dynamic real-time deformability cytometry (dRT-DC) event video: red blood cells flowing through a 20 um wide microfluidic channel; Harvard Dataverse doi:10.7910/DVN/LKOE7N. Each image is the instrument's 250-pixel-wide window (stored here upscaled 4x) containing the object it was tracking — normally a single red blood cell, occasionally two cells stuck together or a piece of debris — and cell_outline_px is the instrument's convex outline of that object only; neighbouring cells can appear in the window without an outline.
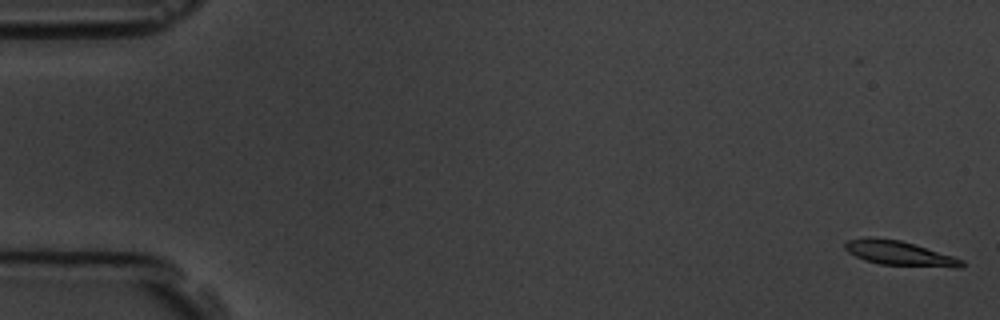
{"species": "common noctule bat (a hibernating species)", "species_latin": "Nyctalus noctula", "temperature_condition": "room temperature", "stored_images_in_passage": 7, "camera_frame_rate_fps": 3000, "um_per_image_px": 0.085, "animal": {"sex": "male", "body_mass_g": 19.5, "forearm_length_mm": 54.6}, "frame": {"image": 1, "passage_image": 1, "time_ms": 0.0, "image_size_px": [1000, 320], "cell_outline_px": [[964, 264], [960, 268], [952, 268], [880, 264], [864, 260], [848, 252], [844, 248], [844, 244], [848, 240], [900, 240], [952, 256], [964, 260]], "centroid_in_image_um": [76.54, 21.59], "position_along_channel_um": 8.5, "area_um2": 15.95}}
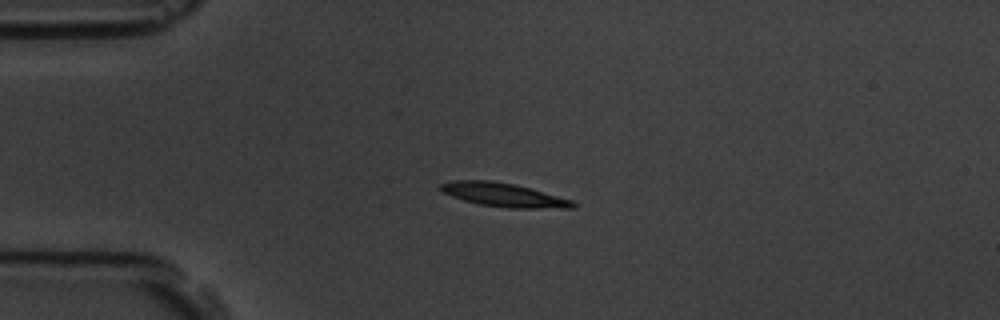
{"frame": {"image": 2, "passage_image": 5, "time_ms": 4.333, "image_size_px": [1000, 320], "cell_outline_px": [[576, 208], [508, 208], [480, 204], [464, 200], [452, 196], [444, 192], [440, 188], [440, 184], [456, 180], [492, 180], [512, 184], [528, 188], [572, 200], [576, 204]], "centroid_in_image_um": [42.82, 16.57], "position_along_channel_um": 42.2, "area_um2": 17.92}}
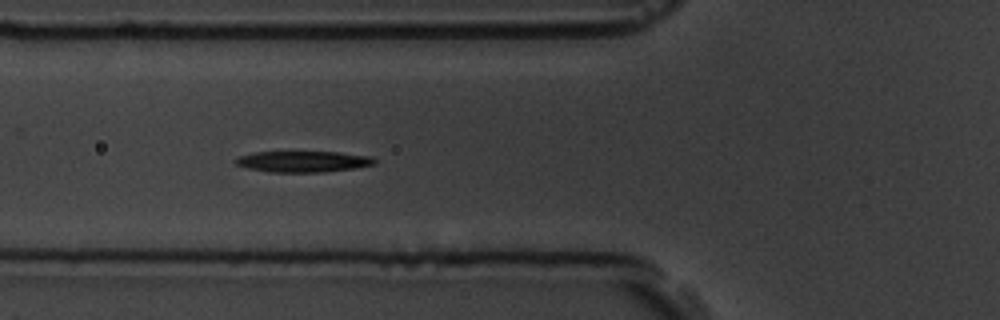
{"frame": {"image": 3, "passage_image": 7, "time_ms": 6.667, "image_size_px": [1000, 320], "cell_outline_px": [[376, 164], [356, 168], [324, 172], [268, 172], [248, 168], [236, 164], [232, 160], [240, 156], [252, 152], [340, 152], [372, 156], [376, 160]], "centroid_in_image_um": [25.78, 13.73], "position_along_channel_um": 100.0, "area_um2": 17.22}}